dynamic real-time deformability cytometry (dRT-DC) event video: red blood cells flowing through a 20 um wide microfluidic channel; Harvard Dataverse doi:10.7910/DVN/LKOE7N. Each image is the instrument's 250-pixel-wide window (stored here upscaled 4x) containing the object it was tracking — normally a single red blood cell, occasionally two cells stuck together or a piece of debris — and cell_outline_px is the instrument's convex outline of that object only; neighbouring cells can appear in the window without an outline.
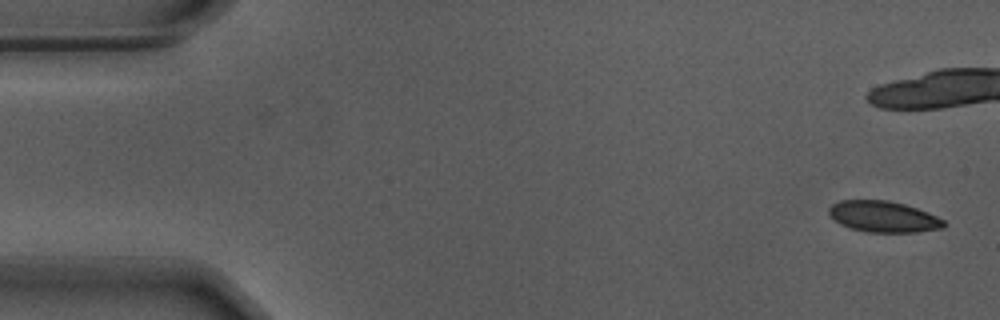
{"species": "Egyptian fruit bat (a non-hibernating species)", "species_latin": "Rousettus aegyptiacus", "temperature_condition": "warm", "stored_images_in_passage": 15, "camera_frame_rate_fps": 3000, "um_per_image_px": 0.085, "animal": {"sex": "male"}, "frame": {"image": 1, "passage_image": 1, "time_ms": 0.0, "image_size_px": [1000, 320], "cell_outline_px": [[948, 224], [944, 228], [920, 232], [868, 232], [852, 228], [840, 224], [828, 212], [828, 208], [832, 204], [840, 200], [888, 200], [904, 204], [928, 212], [944, 220]], "centroid_in_image_um": [75.13, 18.41], "position_along_channel_um": 9.9, "area_um2": 20.87}}